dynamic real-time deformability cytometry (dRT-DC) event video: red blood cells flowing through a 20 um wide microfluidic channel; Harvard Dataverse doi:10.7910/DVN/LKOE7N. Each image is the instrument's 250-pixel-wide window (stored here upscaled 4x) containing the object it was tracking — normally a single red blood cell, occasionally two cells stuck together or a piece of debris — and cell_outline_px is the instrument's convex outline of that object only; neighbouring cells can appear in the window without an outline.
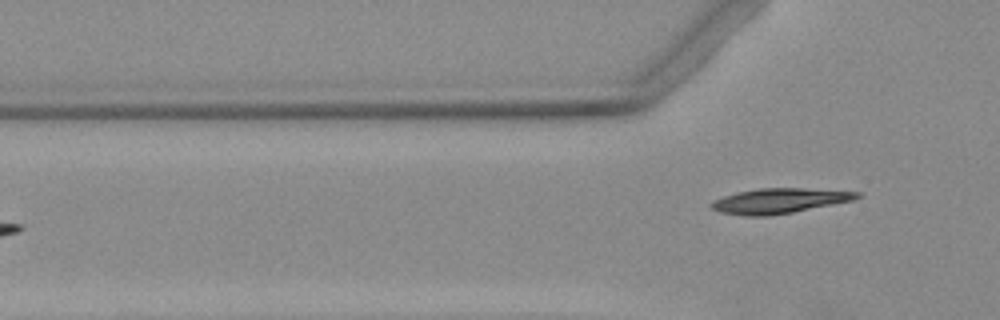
{"species": "Egyptian fruit bat (a non-hibernating species)", "species_latin": "Rousettus aegyptiacus", "temperature_condition": "warm", "stored_images_in_passage": 6, "camera_frame_rate_fps": 3000, "um_per_image_px": 0.085, "animal": {"sex": "female"}, "frame": {"image": 1, "passage_image": 6, "time_ms": 6.0, "image_size_px": [1000, 320], "cell_outline_px": [[860, 196], [852, 200], [792, 212], [768, 216], [744, 216], [720, 212], [712, 208], [708, 204], [712, 200], [736, 192], [760, 188], [804, 188], [860, 192]], "centroid_in_image_um": [66.17, 17.07], "position_along_channel_um": 59.6, "area_um2": 21.1}}